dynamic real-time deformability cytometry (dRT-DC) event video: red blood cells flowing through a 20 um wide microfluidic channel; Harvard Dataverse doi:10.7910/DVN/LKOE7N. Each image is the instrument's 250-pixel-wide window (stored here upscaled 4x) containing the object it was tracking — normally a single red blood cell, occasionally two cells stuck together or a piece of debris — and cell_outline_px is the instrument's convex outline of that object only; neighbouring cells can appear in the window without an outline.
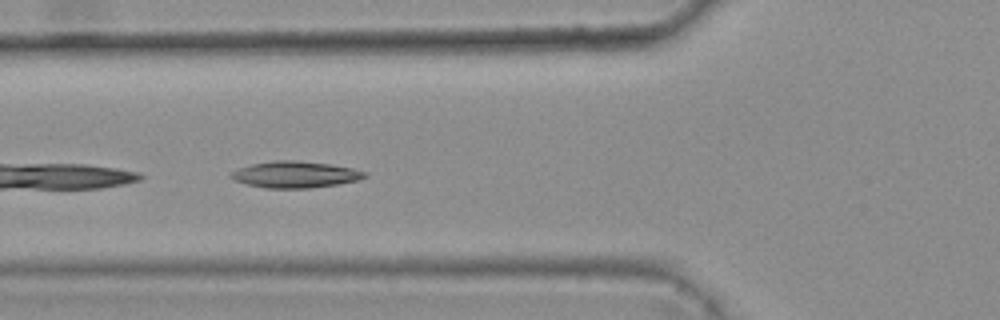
{"species": "common noctule bat (a hibernating species)", "species_latin": "Nyctalus noctula", "temperature_condition": "warm", "stored_images_in_passage": 5, "camera_frame_rate_fps": 3000, "um_per_image_px": 0.085, "animal": {"sex": "female", "body_mass_g": 25.1}, "frame": {"image": 1, "passage_image": 5, "time_ms": 1.333, "image_size_px": [1000, 320], "cell_outline_px": [[368, 176], [360, 180], [336, 184], [308, 188], [264, 188], [248, 184], [236, 180], [228, 176], [232, 172], [240, 168], [252, 164], [276, 160], [292, 160], [332, 164], [352, 168], [368, 172]], "centroid_in_image_um": [25.15, 14.83], "position_along_channel_um": 100.7, "area_um2": 20.52}}